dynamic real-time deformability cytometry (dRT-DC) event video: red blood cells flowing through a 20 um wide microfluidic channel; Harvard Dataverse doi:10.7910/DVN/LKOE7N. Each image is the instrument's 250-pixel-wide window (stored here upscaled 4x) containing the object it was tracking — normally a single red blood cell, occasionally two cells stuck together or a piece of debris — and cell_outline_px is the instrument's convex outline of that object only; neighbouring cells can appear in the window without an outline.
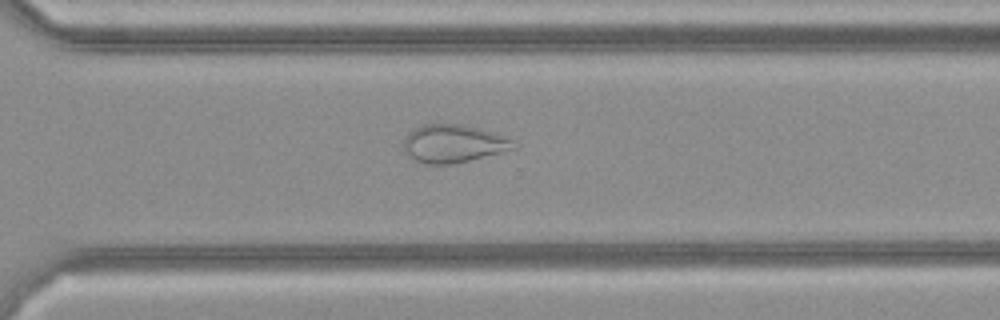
{"species": "common noctule bat (a hibernating species)", "species_latin": "Nyctalus noctula", "temperature_condition": "cold", "stored_images_in_passage": 36, "camera_frame_rate_fps": 3000, "um_per_image_px": 0.085, "animal": {"sex": "female", "body_mass_g": 21.9}, "frame": {"image": 1, "passage_image": 26, "time_ms": 8.333, "image_size_px": [1000, 320], "cell_outline_px": [[516, 148], [456, 164], [424, 164], [408, 156], [404, 148], [404, 136], [412, 128], [420, 124], [460, 124], [480, 128], [508, 136], [516, 140]], "centroid_in_image_um": [38.55, 12.2], "position_along_channel_um": 332.0, "area_um2": 24.8}}